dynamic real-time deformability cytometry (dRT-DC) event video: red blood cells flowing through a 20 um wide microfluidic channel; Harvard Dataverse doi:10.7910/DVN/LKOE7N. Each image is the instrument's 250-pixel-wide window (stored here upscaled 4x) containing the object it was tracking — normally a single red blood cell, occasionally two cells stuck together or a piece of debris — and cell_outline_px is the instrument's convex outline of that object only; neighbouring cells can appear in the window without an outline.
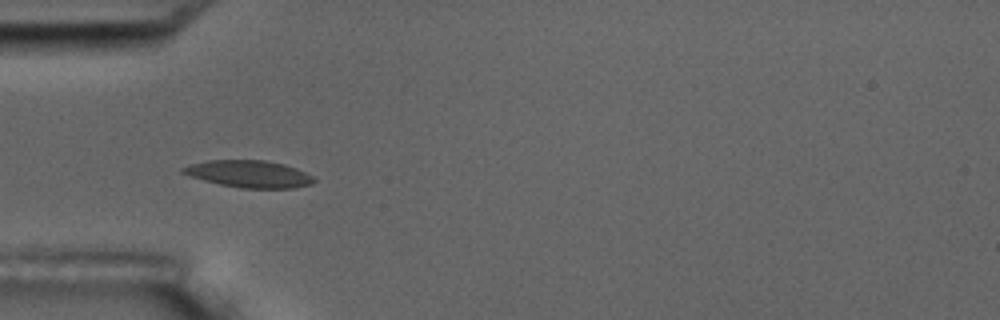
{"species": "common noctule bat (a hibernating species)", "species_latin": "Nyctalus noctula", "temperature_condition": "room temperature", "stored_images_in_passage": 5, "camera_frame_rate_fps": 3000, "um_per_image_px": 0.085, "animal": {"sex": "male", "body_mass_g": 17.5, "forearm_length_mm": 52.3}, "frame": {"image": 1, "passage_image": 4, "time_ms": 3.667, "image_size_px": [1000, 320], "cell_outline_px": [[316, 180], [312, 184], [292, 188], [240, 188], [220, 184], [204, 180], [180, 172], [180, 168], [192, 164], [208, 160], [264, 160], [284, 164], [296, 168], [312, 176]], "centroid_in_image_um": [21.18, 14.78], "position_along_channel_um": 63.8, "area_um2": 20.52}}